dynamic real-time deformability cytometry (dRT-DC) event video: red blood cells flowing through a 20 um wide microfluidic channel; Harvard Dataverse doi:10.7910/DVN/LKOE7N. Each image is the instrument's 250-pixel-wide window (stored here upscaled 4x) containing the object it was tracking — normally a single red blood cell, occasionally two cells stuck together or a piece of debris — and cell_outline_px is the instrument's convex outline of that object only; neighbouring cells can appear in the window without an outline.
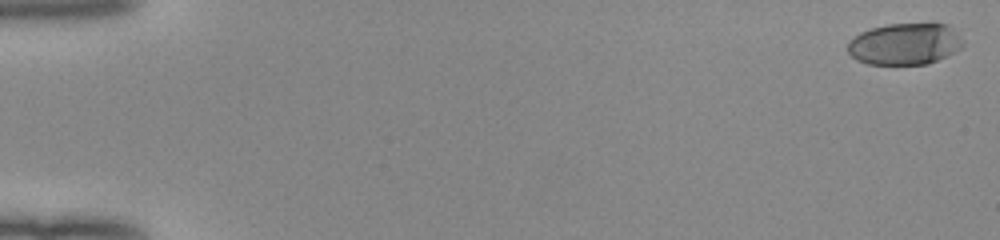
{"species": "human", "species_latin": "Homo sapiens", "temperature_condition": "room temperature", "stored_images_in_passage": 52, "camera_frame_rate_fps": 3000, "um_per_image_px": 0.085, "donor": {"sex": "female"}, "frame": {"image": 1, "passage_image": 1, "time_ms": 0.0, "image_size_px": [1000, 240], "cell_outline_px": [[964, 44], [960, 48], [928, 64], [868, 64], [856, 60], [848, 52], [848, 40], [860, 32], [872, 28], [888, 24], [932, 20], [948, 24], [964, 40]], "centroid_in_image_um": [76.93, 3.68], "position_along_channel_um": 8.1, "area_um2": 28.67}}
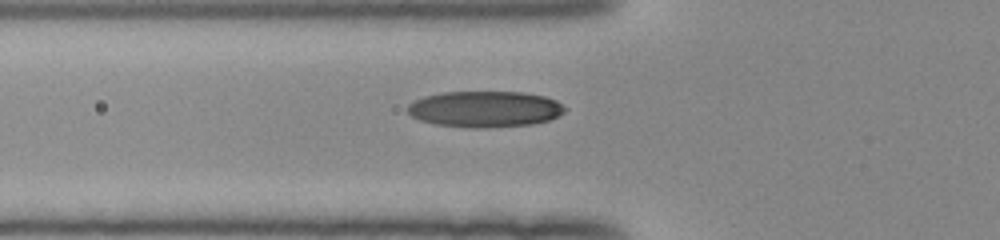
{"frame": {"image": 2, "passage_image": 20, "time_ms": 6.333, "image_size_px": [1000, 240], "cell_outline_px": [[568, 108], [564, 112], [548, 120], [532, 124], [484, 128], [468, 128], [436, 124], [420, 120], [412, 116], [404, 108], [408, 104], [424, 96], [444, 92], [524, 92], [544, 96], [556, 100]], "centroid_in_image_um": [41.21, 9.27], "position_along_channel_um": 84.6, "area_um2": 33.23}}
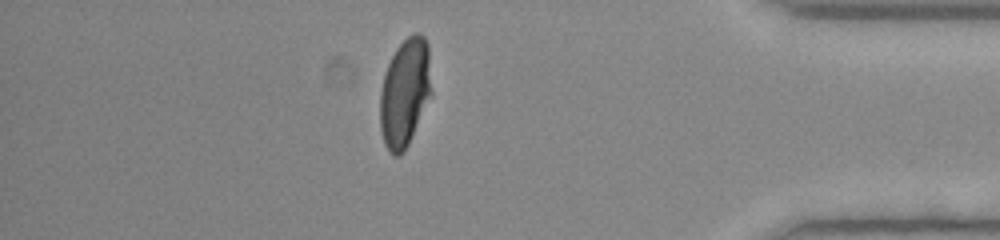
{"frame": {"image": 3, "passage_image": 46, "time_ms": 15.0, "image_size_px": [1000, 240], "cell_outline_px": [[432, 96], [404, 152], [400, 156], [392, 156], [388, 152], [384, 144], [380, 128], [380, 92], [384, 76], [388, 64], [396, 48], [408, 36], [416, 32], [420, 32], [424, 36], [428, 44], [432, 92]], "centroid_in_image_um": [34.42, 7.9], "position_along_channel_um": 400.8, "area_um2": 32.89}, "authors_computed_cell_mechanics": {"area_um2": 32.3391, "velocity_mm_per_s": 4.0095, "shape_relaxation_time_tau1_ms": 5.6289, "shape_relaxation_time_tau2_ms": null, "deformation_change_tau1": 0.2253, "deformation_change_tau2": null}}